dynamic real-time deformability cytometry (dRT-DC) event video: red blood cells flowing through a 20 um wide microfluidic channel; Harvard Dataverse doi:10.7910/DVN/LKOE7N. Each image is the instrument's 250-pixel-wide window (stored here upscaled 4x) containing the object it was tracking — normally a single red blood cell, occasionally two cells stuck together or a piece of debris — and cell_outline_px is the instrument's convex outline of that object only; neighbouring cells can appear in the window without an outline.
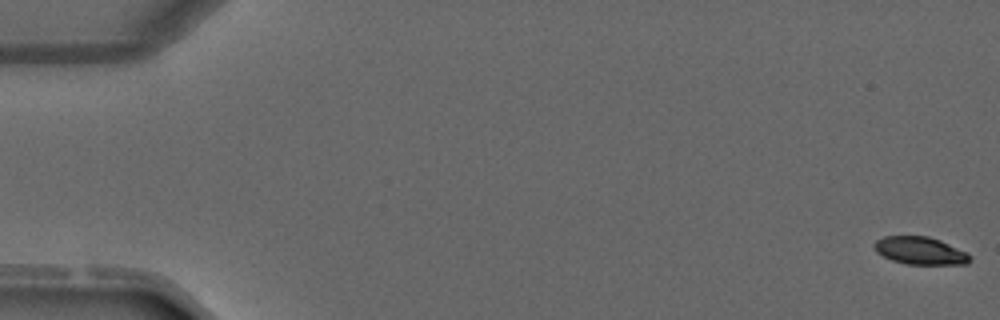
{"species": "common noctule bat (a hibernating species)", "species_latin": "Nyctalus noctula", "temperature_condition": "warm", "stored_images_in_passage": 5, "segment_of_instrument_passage": [1, 2], "camera_frame_rate_fps": 3000, "um_per_image_px": 0.085, "animal": {"sex": "male", "forearm_length_mm": 52.5}, "frame": {"image": 1, "passage_image": 1, "time_ms": 0.0, "image_size_px": [1000, 320], "cell_outline_px": [[972, 260], [968, 264], [908, 264], [892, 260], [876, 252], [872, 244], [876, 240], [884, 236], [928, 236], [940, 240], [968, 252], [972, 256]], "centroid_in_image_um": [78.24, 21.3], "position_along_channel_um": 6.8, "area_um2": 15.55}}
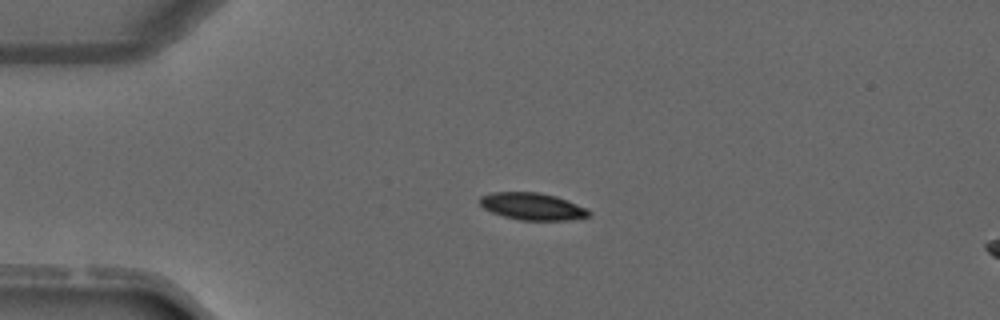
{"frame": {"image": 2, "passage_image": 4, "time_ms": 3.333, "image_size_px": [1000, 320], "cell_outline_px": [[592, 212], [588, 216], [568, 220], [520, 220], [504, 216], [492, 212], [484, 208], [480, 204], [480, 196], [492, 192], [540, 192], [556, 196], [588, 208]], "centroid_in_image_um": [45.27, 17.53], "position_along_channel_um": 39.7, "area_um2": 17.22}}